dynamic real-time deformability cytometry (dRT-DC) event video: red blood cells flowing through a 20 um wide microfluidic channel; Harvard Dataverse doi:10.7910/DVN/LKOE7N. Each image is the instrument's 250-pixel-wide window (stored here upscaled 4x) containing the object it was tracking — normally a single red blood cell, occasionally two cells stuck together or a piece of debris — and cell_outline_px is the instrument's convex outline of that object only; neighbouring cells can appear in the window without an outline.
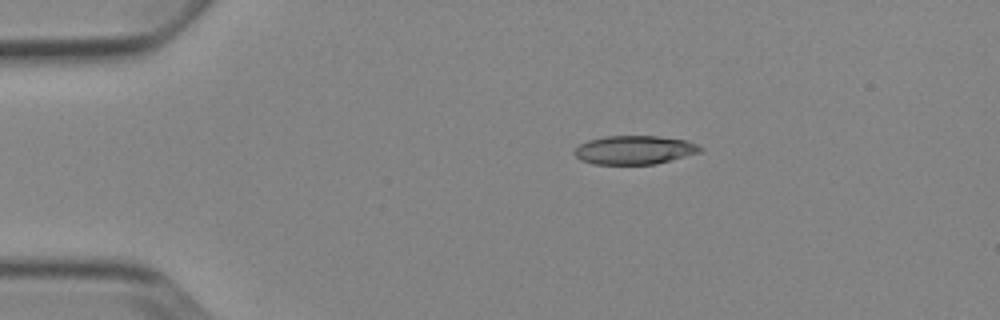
{"species": "Egyptian fruit bat (a non-hibernating species)", "species_latin": "Rousettus aegyptiacus", "temperature_condition": "cold", "stored_images_in_passage": 7, "camera_frame_rate_fps": 3000, "um_per_image_px": 0.085, "animal": {"sex": "female"}, "frame": {"image": 1, "passage_image": 2, "time_ms": 2.0, "image_size_px": [1000, 320], "cell_outline_px": [[704, 148], [700, 152], [656, 164], [592, 164], [580, 160], [572, 152], [580, 144], [588, 140], [604, 136], [656, 136], [684, 140], [696, 144]], "centroid_in_image_um": [53.89, 12.75], "position_along_channel_um": 31.1, "area_um2": 20.98}}
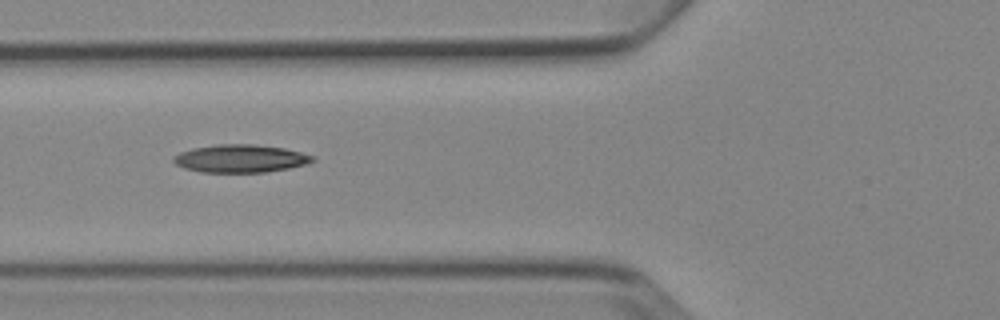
{"frame": {"image": 2, "passage_image": 5, "time_ms": 5.333, "image_size_px": [1000, 320], "cell_outline_px": [[316, 160], [304, 164], [288, 168], [264, 172], [200, 172], [184, 168], [176, 164], [172, 160], [172, 156], [180, 152], [192, 148], [220, 144], [252, 144], [284, 148], [316, 156]], "centroid_in_image_um": [20.41, 13.47], "position_along_channel_um": 105.4, "area_um2": 22.54}}
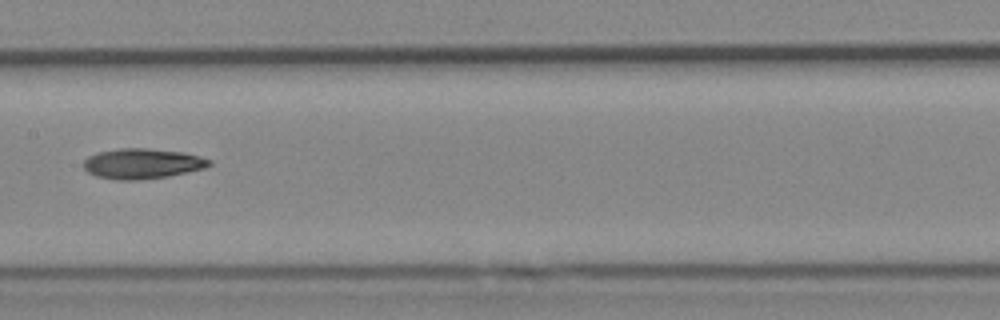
{"frame": {"image": 3, "passage_image": 7, "time_ms": 7.667, "image_size_px": [1000, 320], "cell_outline_px": [[212, 164], [204, 168], [188, 172], [168, 176], [136, 180], [116, 180], [96, 176], [88, 172], [84, 168], [84, 160], [88, 156], [96, 152], [120, 148], [148, 148], [184, 152], [200, 156], [212, 160]], "centroid_in_image_um": [12.1, 13.9], "position_along_channel_um": 195.3, "area_um2": 22.31}}